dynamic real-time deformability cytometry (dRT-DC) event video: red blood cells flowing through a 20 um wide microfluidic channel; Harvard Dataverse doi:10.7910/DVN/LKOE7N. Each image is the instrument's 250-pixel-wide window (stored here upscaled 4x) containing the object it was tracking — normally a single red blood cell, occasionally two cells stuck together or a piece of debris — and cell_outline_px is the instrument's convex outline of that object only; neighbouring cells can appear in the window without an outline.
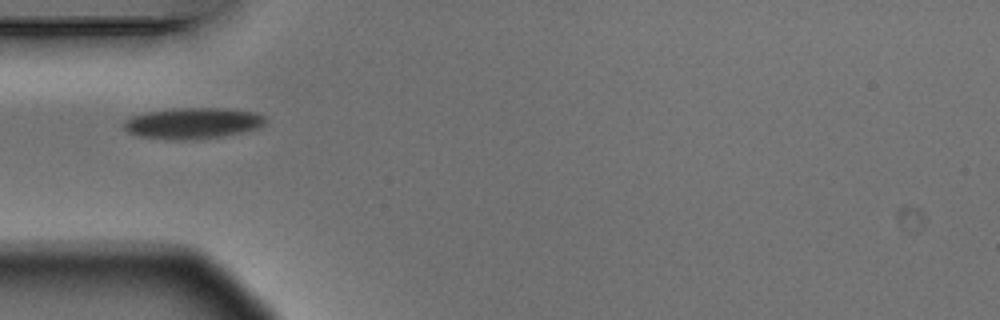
{"species": "Egyptian fruit bat (a non-hibernating species)", "species_latin": "Rousettus aegyptiacus", "temperature_condition": "warm", "stored_images_in_passage": 1, "camera_frame_rate_fps": 3000, "um_per_image_px": 0.085, "animal": {"sex": "male"}, "frame": {"image": 1, "passage_image": 1, "time_ms": 0.0, "image_size_px": [1000, 320], "cell_outline_px": [[268, 120], [260, 128], [220, 136], [184, 140], [168, 140], [136, 136], [128, 132], [124, 128], [124, 120], [132, 116], [144, 112], [172, 108], [228, 108], [256, 112], [264, 116]], "centroid_in_image_um": [16.37, 10.46], "position_along_channel_um": 68.6, "area_um2": 25.89}}